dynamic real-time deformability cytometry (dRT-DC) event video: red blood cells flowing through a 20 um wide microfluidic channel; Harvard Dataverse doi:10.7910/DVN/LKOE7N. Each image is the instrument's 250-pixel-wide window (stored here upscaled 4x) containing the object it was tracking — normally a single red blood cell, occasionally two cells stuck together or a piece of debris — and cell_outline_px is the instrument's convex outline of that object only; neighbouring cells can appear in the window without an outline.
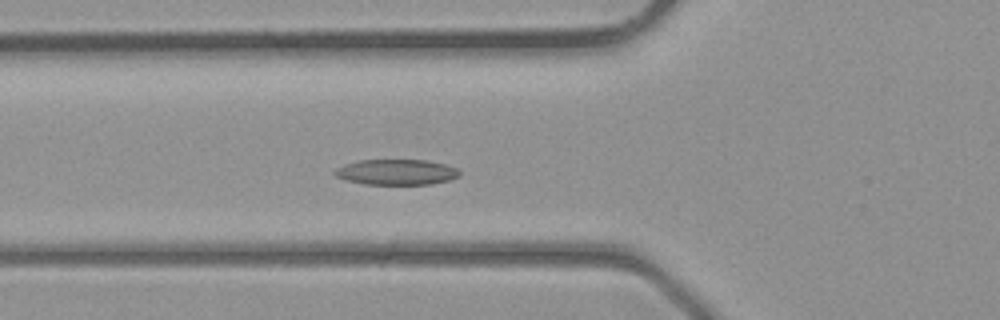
{"species": "common noctule bat (a hibernating species)", "species_latin": "Nyctalus noctula", "temperature_condition": "room temperature", "stored_images_in_passage": 27, "camera_frame_rate_fps": 3000, "um_per_image_px": 0.085, "animal": {"sex": "male", "body_mass_g": 23.1, "forearm_length_mm": 52.7}, "frame": {"image": 1, "passage_image": 3, "time_ms": 0.667, "image_size_px": [1000, 320], "cell_outline_px": [[460, 176], [448, 180], [432, 184], [364, 184], [344, 180], [336, 176], [332, 172], [336, 168], [344, 164], [356, 160], [428, 160], [444, 164], [456, 168], [460, 172]], "centroid_in_image_um": [33.66, 14.62], "position_along_channel_um": 92.1, "area_um2": 18.67}}
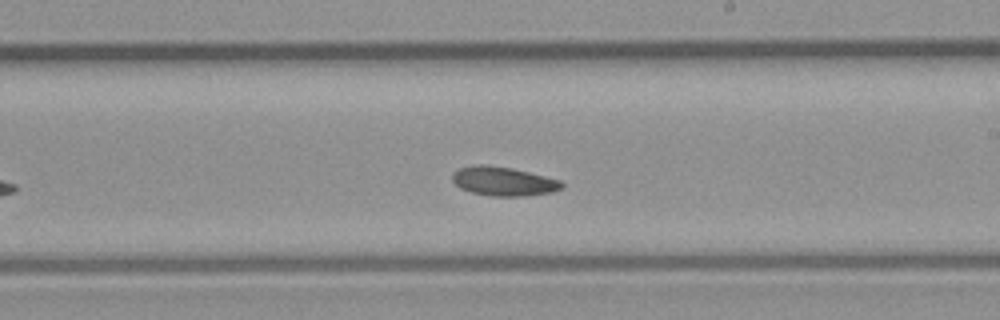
{"frame": {"image": 2, "passage_image": 12, "time_ms": 3.667, "image_size_px": [1000, 320], "cell_outline_px": [[564, 184], [560, 188], [552, 192], [524, 196], [492, 196], [472, 192], [460, 188], [452, 180], [452, 172], [456, 168], [472, 164], [484, 164], [512, 168], [560, 180]], "centroid_in_image_um": [42.73, 15.39], "position_along_channel_um": 246.3, "area_um2": 18.55}}
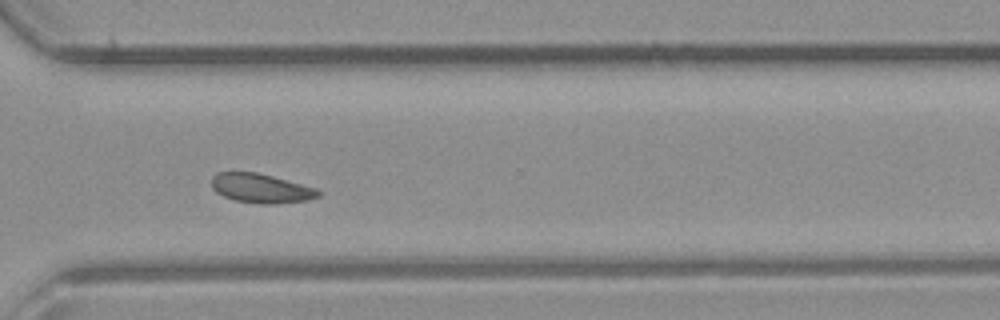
{"frame": {"image": 3, "passage_image": 18, "time_ms": 5.667, "image_size_px": [1000, 320], "cell_outline_px": [[320, 196], [308, 200], [276, 204], [260, 204], [236, 200], [224, 196], [216, 192], [212, 188], [212, 176], [216, 172], [256, 172], [272, 176], [316, 188], [320, 192]], "centroid_in_image_um": [22.18, 16.01], "position_along_channel_um": 348.4, "area_um2": 18.15}}